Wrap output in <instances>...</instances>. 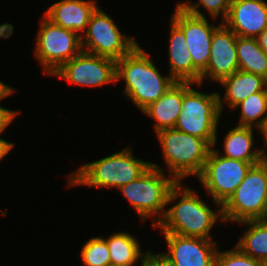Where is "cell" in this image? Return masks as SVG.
Instances as JSON below:
<instances>
[{
    "mask_svg": "<svg viewBox=\"0 0 267 266\" xmlns=\"http://www.w3.org/2000/svg\"><path fill=\"white\" fill-rule=\"evenodd\" d=\"M194 191L177 182L169 192L167 204L170 206V203L178 198L180 200L170 208H166L163 219L154 228L161 229L162 233L212 239L210 232L212 227L218 221L223 223L222 208L212 210Z\"/></svg>",
    "mask_w": 267,
    "mask_h": 266,
    "instance_id": "1",
    "label": "cell"
},
{
    "mask_svg": "<svg viewBox=\"0 0 267 266\" xmlns=\"http://www.w3.org/2000/svg\"><path fill=\"white\" fill-rule=\"evenodd\" d=\"M125 82L123 93L140 111L158 100L176 81L162 75L139 43L121 59L116 60V83Z\"/></svg>",
    "mask_w": 267,
    "mask_h": 266,
    "instance_id": "2",
    "label": "cell"
},
{
    "mask_svg": "<svg viewBox=\"0 0 267 266\" xmlns=\"http://www.w3.org/2000/svg\"><path fill=\"white\" fill-rule=\"evenodd\" d=\"M150 166L151 162L135 158L132 148L127 146L102 159L81 165L70 173L67 185L118 189L139 178Z\"/></svg>",
    "mask_w": 267,
    "mask_h": 266,
    "instance_id": "3",
    "label": "cell"
},
{
    "mask_svg": "<svg viewBox=\"0 0 267 266\" xmlns=\"http://www.w3.org/2000/svg\"><path fill=\"white\" fill-rule=\"evenodd\" d=\"M153 162L151 166L136 180L118 188L132 205L142 221L152 217V228L163 219L170 190L177 181L166 176L163 167Z\"/></svg>",
    "mask_w": 267,
    "mask_h": 266,
    "instance_id": "4",
    "label": "cell"
},
{
    "mask_svg": "<svg viewBox=\"0 0 267 266\" xmlns=\"http://www.w3.org/2000/svg\"><path fill=\"white\" fill-rule=\"evenodd\" d=\"M161 145L162 155L169 176L177 182L185 177H198L203 170L212 146L202 138H198L175 128L160 130L156 133Z\"/></svg>",
    "mask_w": 267,
    "mask_h": 266,
    "instance_id": "5",
    "label": "cell"
},
{
    "mask_svg": "<svg viewBox=\"0 0 267 266\" xmlns=\"http://www.w3.org/2000/svg\"><path fill=\"white\" fill-rule=\"evenodd\" d=\"M194 83L183 82L182 111L175 129L205 139L212 147L217 144L218 123L222 117L218 92L202 93L194 90Z\"/></svg>",
    "mask_w": 267,
    "mask_h": 266,
    "instance_id": "6",
    "label": "cell"
},
{
    "mask_svg": "<svg viewBox=\"0 0 267 266\" xmlns=\"http://www.w3.org/2000/svg\"><path fill=\"white\" fill-rule=\"evenodd\" d=\"M223 223L267 219V158L252 165L222 206Z\"/></svg>",
    "mask_w": 267,
    "mask_h": 266,
    "instance_id": "7",
    "label": "cell"
},
{
    "mask_svg": "<svg viewBox=\"0 0 267 266\" xmlns=\"http://www.w3.org/2000/svg\"><path fill=\"white\" fill-rule=\"evenodd\" d=\"M40 20L34 55L44 74L52 75L64 63L83 51L81 35L52 23L45 16Z\"/></svg>",
    "mask_w": 267,
    "mask_h": 266,
    "instance_id": "8",
    "label": "cell"
},
{
    "mask_svg": "<svg viewBox=\"0 0 267 266\" xmlns=\"http://www.w3.org/2000/svg\"><path fill=\"white\" fill-rule=\"evenodd\" d=\"M258 163L260 162H245L223 157L212 147L197 178L215 205L222 208L241 184L251 166Z\"/></svg>",
    "mask_w": 267,
    "mask_h": 266,
    "instance_id": "9",
    "label": "cell"
},
{
    "mask_svg": "<svg viewBox=\"0 0 267 266\" xmlns=\"http://www.w3.org/2000/svg\"><path fill=\"white\" fill-rule=\"evenodd\" d=\"M84 52L119 60L138 42L121 33L117 24L99 6L92 13L86 31L81 36Z\"/></svg>",
    "mask_w": 267,
    "mask_h": 266,
    "instance_id": "10",
    "label": "cell"
},
{
    "mask_svg": "<svg viewBox=\"0 0 267 266\" xmlns=\"http://www.w3.org/2000/svg\"><path fill=\"white\" fill-rule=\"evenodd\" d=\"M52 76L85 87L116 85V60L82 51L64 63Z\"/></svg>",
    "mask_w": 267,
    "mask_h": 266,
    "instance_id": "11",
    "label": "cell"
},
{
    "mask_svg": "<svg viewBox=\"0 0 267 266\" xmlns=\"http://www.w3.org/2000/svg\"><path fill=\"white\" fill-rule=\"evenodd\" d=\"M176 5L171 19L182 29L194 67L202 74L210 59V45L214 30L220 24H210L208 17L194 16L178 4Z\"/></svg>",
    "mask_w": 267,
    "mask_h": 266,
    "instance_id": "12",
    "label": "cell"
},
{
    "mask_svg": "<svg viewBox=\"0 0 267 266\" xmlns=\"http://www.w3.org/2000/svg\"><path fill=\"white\" fill-rule=\"evenodd\" d=\"M237 35L223 22L214 30L210 45V59L206 70L201 74L200 85L208 78L209 82H220L238 68L236 49Z\"/></svg>",
    "mask_w": 267,
    "mask_h": 266,
    "instance_id": "13",
    "label": "cell"
},
{
    "mask_svg": "<svg viewBox=\"0 0 267 266\" xmlns=\"http://www.w3.org/2000/svg\"><path fill=\"white\" fill-rule=\"evenodd\" d=\"M167 253L177 266H215L217 245L211 239L162 233Z\"/></svg>",
    "mask_w": 267,
    "mask_h": 266,
    "instance_id": "14",
    "label": "cell"
},
{
    "mask_svg": "<svg viewBox=\"0 0 267 266\" xmlns=\"http://www.w3.org/2000/svg\"><path fill=\"white\" fill-rule=\"evenodd\" d=\"M223 23L237 36L257 38L267 28L265 0H231Z\"/></svg>",
    "mask_w": 267,
    "mask_h": 266,
    "instance_id": "15",
    "label": "cell"
},
{
    "mask_svg": "<svg viewBox=\"0 0 267 266\" xmlns=\"http://www.w3.org/2000/svg\"><path fill=\"white\" fill-rule=\"evenodd\" d=\"M97 7L95 0H61L49 6L44 16L52 23L82 36Z\"/></svg>",
    "mask_w": 267,
    "mask_h": 266,
    "instance_id": "16",
    "label": "cell"
},
{
    "mask_svg": "<svg viewBox=\"0 0 267 266\" xmlns=\"http://www.w3.org/2000/svg\"><path fill=\"white\" fill-rule=\"evenodd\" d=\"M169 38V73L176 82H190L200 85L201 73L194 67L186 47L182 29L171 19Z\"/></svg>",
    "mask_w": 267,
    "mask_h": 266,
    "instance_id": "17",
    "label": "cell"
},
{
    "mask_svg": "<svg viewBox=\"0 0 267 266\" xmlns=\"http://www.w3.org/2000/svg\"><path fill=\"white\" fill-rule=\"evenodd\" d=\"M219 84L225 88L223 96L218 92L219 109L223 113L226 103L230 109L234 110L251 94L264 90L267 87V79L258 74L237 70L222 79Z\"/></svg>",
    "mask_w": 267,
    "mask_h": 266,
    "instance_id": "18",
    "label": "cell"
},
{
    "mask_svg": "<svg viewBox=\"0 0 267 266\" xmlns=\"http://www.w3.org/2000/svg\"><path fill=\"white\" fill-rule=\"evenodd\" d=\"M183 82L173 84L158 100L151 103L142 112L152 118L155 133L160 130L174 128L182 111Z\"/></svg>",
    "mask_w": 267,
    "mask_h": 266,
    "instance_id": "19",
    "label": "cell"
},
{
    "mask_svg": "<svg viewBox=\"0 0 267 266\" xmlns=\"http://www.w3.org/2000/svg\"><path fill=\"white\" fill-rule=\"evenodd\" d=\"M254 127L235 126L224 137V153L213 149L221 156L245 162H261L267 158L265 148H252L254 145ZM253 149V150H252ZM223 153V154H222Z\"/></svg>",
    "mask_w": 267,
    "mask_h": 266,
    "instance_id": "20",
    "label": "cell"
},
{
    "mask_svg": "<svg viewBox=\"0 0 267 266\" xmlns=\"http://www.w3.org/2000/svg\"><path fill=\"white\" fill-rule=\"evenodd\" d=\"M111 266H135L146 257L135 236L128 232H116L107 238Z\"/></svg>",
    "mask_w": 267,
    "mask_h": 266,
    "instance_id": "21",
    "label": "cell"
},
{
    "mask_svg": "<svg viewBox=\"0 0 267 266\" xmlns=\"http://www.w3.org/2000/svg\"><path fill=\"white\" fill-rule=\"evenodd\" d=\"M248 227L236 246L248 256L267 262V219L239 222Z\"/></svg>",
    "mask_w": 267,
    "mask_h": 266,
    "instance_id": "22",
    "label": "cell"
},
{
    "mask_svg": "<svg viewBox=\"0 0 267 266\" xmlns=\"http://www.w3.org/2000/svg\"><path fill=\"white\" fill-rule=\"evenodd\" d=\"M238 68L267 79V53L259 46L256 38L237 36Z\"/></svg>",
    "mask_w": 267,
    "mask_h": 266,
    "instance_id": "23",
    "label": "cell"
},
{
    "mask_svg": "<svg viewBox=\"0 0 267 266\" xmlns=\"http://www.w3.org/2000/svg\"><path fill=\"white\" fill-rule=\"evenodd\" d=\"M239 108L240 116L238 126L254 127L260 129L267 119V87L259 92L251 94L235 110Z\"/></svg>",
    "mask_w": 267,
    "mask_h": 266,
    "instance_id": "24",
    "label": "cell"
},
{
    "mask_svg": "<svg viewBox=\"0 0 267 266\" xmlns=\"http://www.w3.org/2000/svg\"><path fill=\"white\" fill-rule=\"evenodd\" d=\"M84 266H111L107 242L102 236L90 238L80 252Z\"/></svg>",
    "mask_w": 267,
    "mask_h": 266,
    "instance_id": "25",
    "label": "cell"
},
{
    "mask_svg": "<svg viewBox=\"0 0 267 266\" xmlns=\"http://www.w3.org/2000/svg\"><path fill=\"white\" fill-rule=\"evenodd\" d=\"M192 0H188L182 3H178L188 13L197 16V17H206L201 10L200 6H203L204 9L208 11V14L215 21L217 17H222L221 22H223L229 12V7L231 0H198L195 3H191Z\"/></svg>",
    "mask_w": 267,
    "mask_h": 266,
    "instance_id": "26",
    "label": "cell"
},
{
    "mask_svg": "<svg viewBox=\"0 0 267 266\" xmlns=\"http://www.w3.org/2000/svg\"><path fill=\"white\" fill-rule=\"evenodd\" d=\"M264 262L244 254L236 245L226 251L217 250L215 266H263Z\"/></svg>",
    "mask_w": 267,
    "mask_h": 266,
    "instance_id": "27",
    "label": "cell"
},
{
    "mask_svg": "<svg viewBox=\"0 0 267 266\" xmlns=\"http://www.w3.org/2000/svg\"><path fill=\"white\" fill-rule=\"evenodd\" d=\"M146 258L154 265V266H177L175 262L165 253H153L152 250H147Z\"/></svg>",
    "mask_w": 267,
    "mask_h": 266,
    "instance_id": "28",
    "label": "cell"
},
{
    "mask_svg": "<svg viewBox=\"0 0 267 266\" xmlns=\"http://www.w3.org/2000/svg\"><path fill=\"white\" fill-rule=\"evenodd\" d=\"M20 112L0 106V135Z\"/></svg>",
    "mask_w": 267,
    "mask_h": 266,
    "instance_id": "29",
    "label": "cell"
},
{
    "mask_svg": "<svg viewBox=\"0 0 267 266\" xmlns=\"http://www.w3.org/2000/svg\"><path fill=\"white\" fill-rule=\"evenodd\" d=\"M14 143L8 142L0 137V161L13 149Z\"/></svg>",
    "mask_w": 267,
    "mask_h": 266,
    "instance_id": "30",
    "label": "cell"
},
{
    "mask_svg": "<svg viewBox=\"0 0 267 266\" xmlns=\"http://www.w3.org/2000/svg\"><path fill=\"white\" fill-rule=\"evenodd\" d=\"M16 89L12 86L6 85L4 82L0 81V100L7 98L11 95Z\"/></svg>",
    "mask_w": 267,
    "mask_h": 266,
    "instance_id": "31",
    "label": "cell"
},
{
    "mask_svg": "<svg viewBox=\"0 0 267 266\" xmlns=\"http://www.w3.org/2000/svg\"><path fill=\"white\" fill-rule=\"evenodd\" d=\"M256 39L259 46L267 53V28Z\"/></svg>",
    "mask_w": 267,
    "mask_h": 266,
    "instance_id": "32",
    "label": "cell"
},
{
    "mask_svg": "<svg viewBox=\"0 0 267 266\" xmlns=\"http://www.w3.org/2000/svg\"><path fill=\"white\" fill-rule=\"evenodd\" d=\"M260 135L263 139L264 145L267 147V119L263 125V127L260 129Z\"/></svg>",
    "mask_w": 267,
    "mask_h": 266,
    "instance_id": "33",
    "label": "cell"
},
{
    "mask_svg": "<svg viewBox=\"0 0 267 266\" xmlns=\"http://www.w3.org/2000/svg\"><path fill=\"white\" fill-rule=\"evenodd\" d=\"M140 266H154L146 257L141 261Z\"/></svg>",
    "mask_w": 267,
    "mask_h": 266,
    "instance_id": "34",
    "label": "cell"
}]
</instances>
